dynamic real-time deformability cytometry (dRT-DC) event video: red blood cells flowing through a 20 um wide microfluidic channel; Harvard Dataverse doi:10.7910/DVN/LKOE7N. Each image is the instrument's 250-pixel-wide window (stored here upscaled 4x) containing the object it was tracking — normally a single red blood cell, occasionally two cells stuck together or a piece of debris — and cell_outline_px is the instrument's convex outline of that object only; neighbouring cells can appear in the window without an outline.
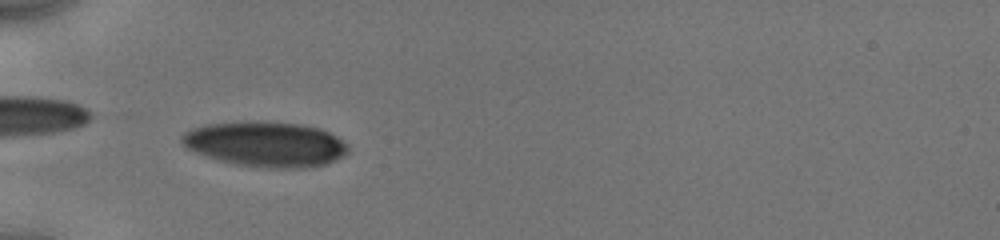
{"species": "human", "species_latin": "Homo sapiens", "temperature_condition": "cold", "stored_images_in_passage": 31, "camera_frame_rate_fps": 3000, "um_per_image_px": 0.085, "donor": {"sex": "male"}, "frame": {"image": 1, "passage_image": 30, "time_ms": 4.667, "image_size_px": [1000, 240], "cell_outline_px": [[348, 152], [344, 156], [336, 160], [324, 164], [304, 168], [268, 168], [236, 164], [216, 160], [192, 152], [180, 140], [180, 136], [184, 132], [192, 128], [208, 124], [252, 120], [300, 124], [320, 128], [336, 136], [348, 144]], "centroid_in_image_um": [22.56, 12.25], "position_along_channel_um": 62.4, "area_um2": 44.16}}